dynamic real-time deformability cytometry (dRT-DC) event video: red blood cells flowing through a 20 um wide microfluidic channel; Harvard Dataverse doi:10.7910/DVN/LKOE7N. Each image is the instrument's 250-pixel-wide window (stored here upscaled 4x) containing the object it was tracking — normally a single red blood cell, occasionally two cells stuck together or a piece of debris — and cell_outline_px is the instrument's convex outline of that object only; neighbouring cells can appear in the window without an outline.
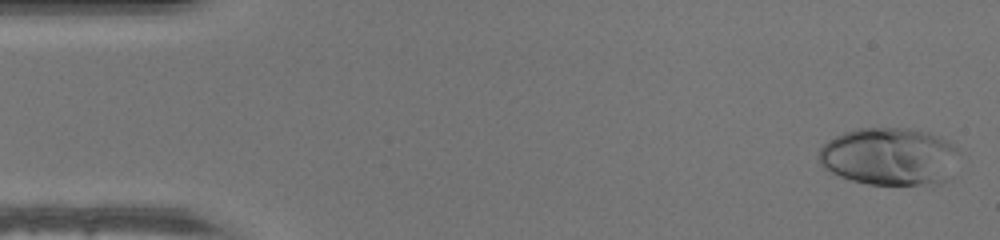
{"species": "human", "species_latin": "Homo sapiens", "temperature_condition": "warm", "stored_images_in_passage": 48, "camera_frame_rate_fps": 3000, "um_per_image_px": 0.085, "donor": {"sex": "male"}, "frame": {"image": 1, "passage_image": 1, "time_ms": 0.0, "image_size_px": [1000, 240], "cell_outline_px": [[956, 152], [948, 180], [940, 184], [868, 184], [852, 180], [840, 176], [824, 168], [816, 160], [816, 156], [820, 148], [828, 140], [844, 132], [856, 128], [908, 128], [928, 132], [940, 136], [952, 144], [956, 148]], "centroid_in_image_um": [75.54, 13.29], "position_along_channel_um": 9.5, "area_um2": 47.11}}
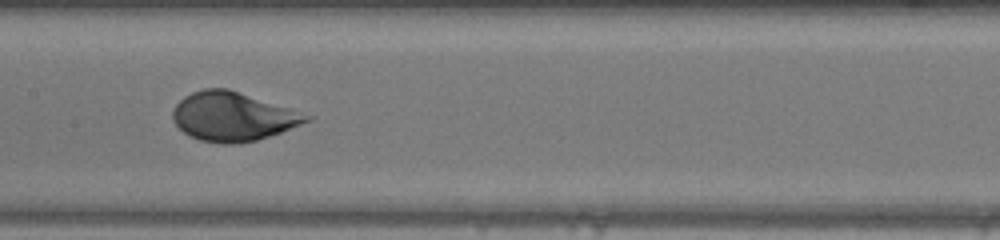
{"frame": {"image": 2, "passage_image": 23, "time_ms": 7.333, "image_size_px": [1000, 240], "cell_outline_px": [[316, 116], [312, 120], [280, 132], [256, 140], [236, 144], [220, 144], [200, 140], [188, 136], [172, 120], [172, 112], [176, 104], [184, 96], [192, 92], [204, 88], [228, 88]], "centroid_in_image_um": [19.8, 9.9], "position_along_channel_um": 187.6, "area_um2": 38.32}}
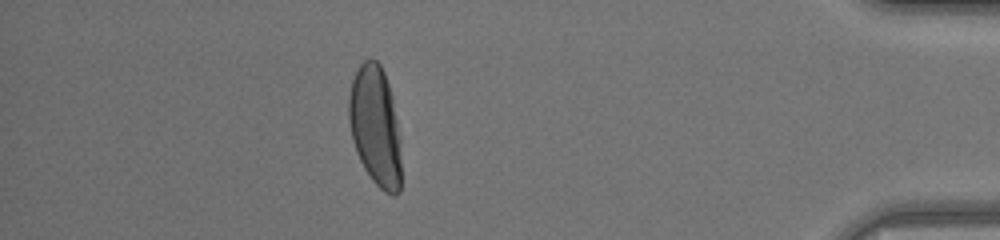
{"frame": {"image": 3, "passage_image": 42, "time_ms": 13.667, "image_size_px": [1000, 240], "cell_outline_px": [[400, 192], [396, 196], [392, 196], [384, 192], [372, 180], [364, 168], [356, 152], [352, 140], [348, 120], [348, 96], [352, 80], [356, 68], [364, 60], [372, 56], [380, 64], [384, 72], [392, 96], [400, 136]], "centroid_in_image_um": [31.89, 10.7], "position_along_channel_um": 403.3, "area_um2": 37.17}}